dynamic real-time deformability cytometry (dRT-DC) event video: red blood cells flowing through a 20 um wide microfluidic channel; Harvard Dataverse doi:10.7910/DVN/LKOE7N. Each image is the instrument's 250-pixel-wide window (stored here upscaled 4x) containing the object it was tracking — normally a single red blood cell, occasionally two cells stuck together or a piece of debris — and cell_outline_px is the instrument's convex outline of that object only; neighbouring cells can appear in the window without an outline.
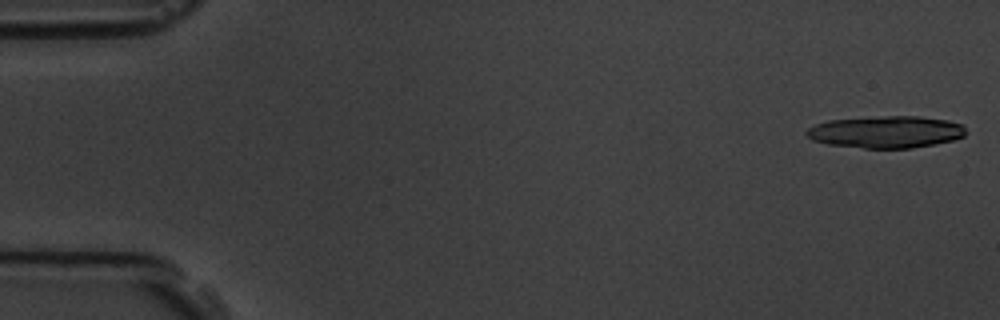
{"species": "common noctule bat (a hibernating species)", "species_latin": "Nyctalus noctula", "temperature_condition": "room temperature", "stored_images_in_passage": 4, "camera_frame_rate_fps": 3000, "um_per_image_px": 0.085, "animal": {"sex": "male", "body_mass_g": 19.5, "forearm_length_mm": 54.6}, "frame": {"image": 1, "passage_image": 1, "time_ms": 0.0, "image_size_px": [1000, 320], "cell_outline_px": [[968, 132], [964, 136], [952, 140], [936, 144], [912, 148], [864, 148], [828, 144], [812, 140], [804, 132], [808, 128], [816, 124], [828, 120], [888, 116], [920, 116], [948, 120], [964, 124]], "centroid_in_image_um": [75.36, 11.21], "position_along_channel_um": 9.6, "area_um2": 29.88}}